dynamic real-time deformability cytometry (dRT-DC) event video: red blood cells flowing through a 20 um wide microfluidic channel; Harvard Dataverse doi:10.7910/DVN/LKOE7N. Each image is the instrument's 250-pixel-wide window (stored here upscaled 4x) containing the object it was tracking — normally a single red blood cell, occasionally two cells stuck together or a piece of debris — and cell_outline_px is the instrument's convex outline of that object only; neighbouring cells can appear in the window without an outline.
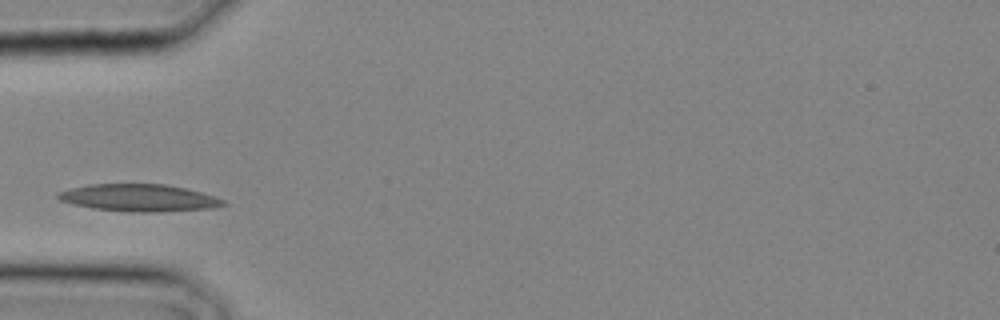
{"species": "common noctule bat (a hibernating species)", "species_latin": "Nyctalus noctula", "temperature_condition": "cold", "stored_images_in_passage": 1, "camera_frame_rate_fps": 3000, "um_per_image_px": 0.085, "animal": {"sex": "male", "body_mass_g": 20.4}, "frame": {"image": 1, "passage_image": 1, "time_ms": 0.0, "image_size_px": [1000, 320], "cell_outline_px": [[228, 204], [212, 208], [156, 212], [132, 212], [92, 208], [72, 204], [60, 200], [56, 196], [56, 192], [68, 188], [88, 184], [164, 184], [184, 188], [200, 192], [224, 200]], "centroid_in_image_um": [11.75, 16.81], "position_along_channel_um": 73.2, "area_um2": 26.18}}